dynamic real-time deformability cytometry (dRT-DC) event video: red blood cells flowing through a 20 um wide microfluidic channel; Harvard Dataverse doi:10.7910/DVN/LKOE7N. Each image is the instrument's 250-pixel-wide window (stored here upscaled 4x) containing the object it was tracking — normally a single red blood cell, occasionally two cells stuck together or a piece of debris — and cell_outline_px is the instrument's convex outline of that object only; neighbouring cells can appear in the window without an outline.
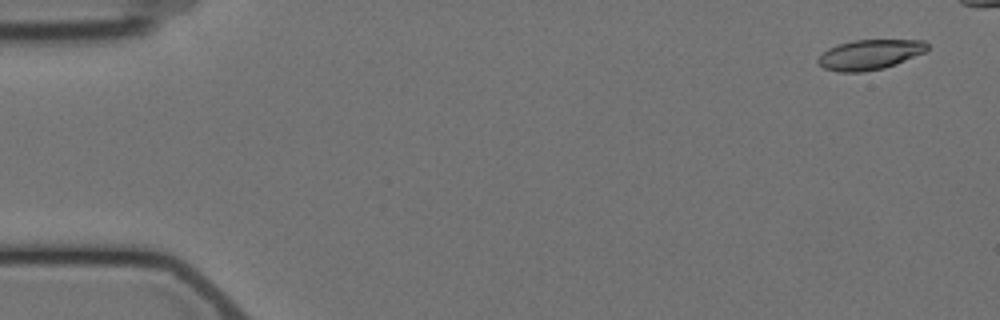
{"species": "Egyptian fruit bat (a non-hibernating species)", "species_latin": "Rousettus aegyptiacus", "temperature_condition": "cold", "stored_images_in_passage": 6, "camera_frame_rate_fps": 3000, "um_per_image_px": 0.085, "animal": {"sex": "female"}, "frame": {"image": 1, "passage_image": 1, "time_ms": 0.0, "image_size_px": [1000, 320], "cell_outline_px": [[928, 48], [924, 52], [896, 64], [884, 68], [860, 72], [840, 72], [824, 68], [816, 60], [828, 48], [852, 40], [924, 40], [928, 44]], "centroid_in_image_um": [73.94, 4.64], "position_along_channel_um": 11.1, "area_um2": 18.9}}